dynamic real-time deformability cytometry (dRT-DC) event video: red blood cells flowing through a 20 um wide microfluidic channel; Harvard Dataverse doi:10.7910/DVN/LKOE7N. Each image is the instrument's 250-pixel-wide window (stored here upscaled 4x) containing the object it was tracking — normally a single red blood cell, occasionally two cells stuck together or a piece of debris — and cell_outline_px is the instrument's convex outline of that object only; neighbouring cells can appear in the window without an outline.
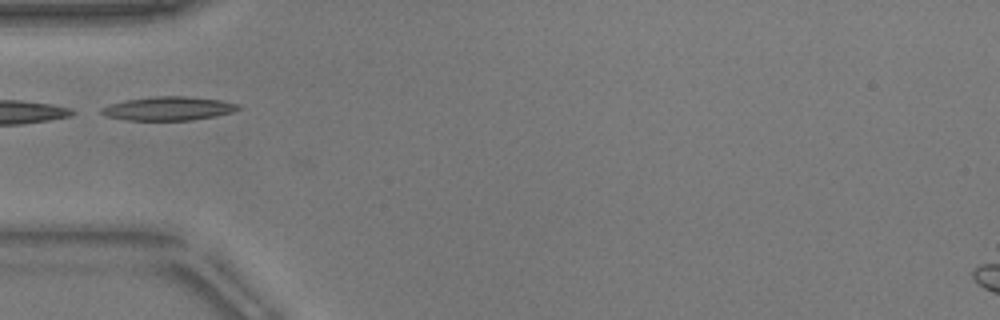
{"species": "common noctule bat (a hibernating species)", "species_latin": "Nyctalus noctula", "temperature_condition": "warm", "stored_images_in_passage": 23, "camera_frame_rate_fps": 3000, "um_per_image_px": 0.085, "animal": {"sex": "male", "body_mass_g": 17.9}, "frame": {"image": 1, "passage_image": 1, "time_ms": 0.0, "image_size_px": [1000, 320], "cell_outline_px": [[240, 108], [232, 112], [192, 120], [124, 120], [104, 116], [100, 112], [100, 108], [124, 100], [156, 96], [184, 96], [220, 100], [240, 104]], "centroid_in_image_um": [14.28, 9.22], "position_along_channel_um": 70.7, "area_um2": 18.84}}
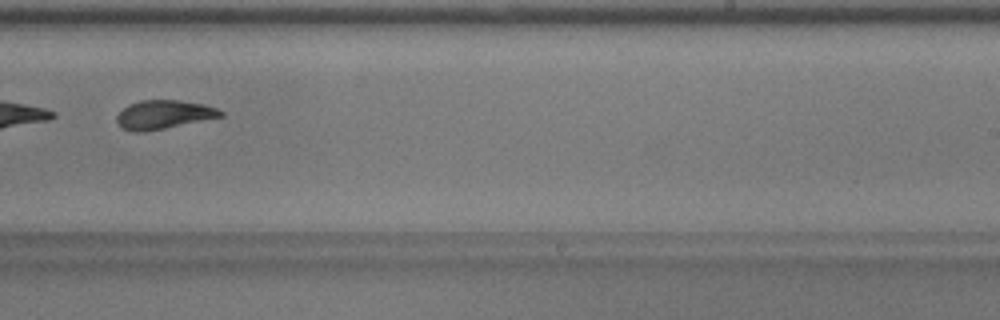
{"frame": {"image": 2, "passage_image": 17, "time_ms": 5.333, "image_size_px": [1000, 320], "cell_outline_px": [[224, 116], [144, 132], [132, 132], [120, 128], [116, 120], [116, 116], [128, 104], [140, 100], [180, 100], [204, 104], [216, 108], [224, 112]], "centroid_in_image_um": [13.88, 9.74], "position_along_channel_um": 275.1, "area_um2": 17.46}}